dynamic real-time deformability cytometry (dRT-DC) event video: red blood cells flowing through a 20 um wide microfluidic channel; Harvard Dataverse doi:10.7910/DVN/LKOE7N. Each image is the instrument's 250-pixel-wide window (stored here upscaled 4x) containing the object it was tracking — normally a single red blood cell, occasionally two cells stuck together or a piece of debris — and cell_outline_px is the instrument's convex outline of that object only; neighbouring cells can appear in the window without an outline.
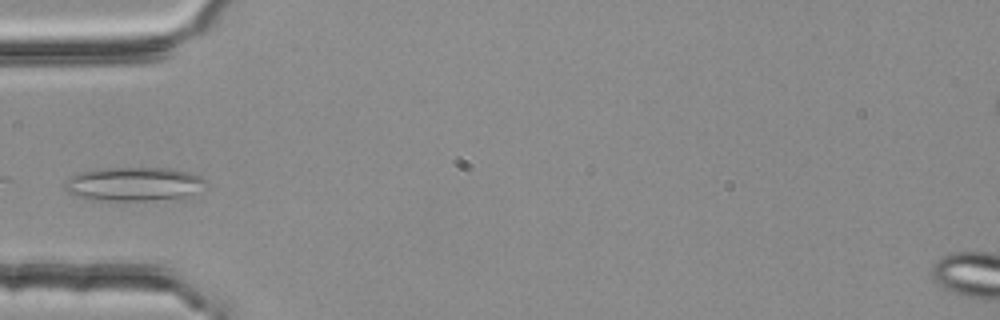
{"species": "common noctule bat (a hibernating species)", "species_latin": "Nyctalus noctula", "temperature_condition": "room temperature", "stored_images_in_passage": 3, "camera_frame_rate_fps": 3000, "um_per_image_px": 0.085, "animal": {"sex": "female", "body_mass_g": 25.1}, "frame": {"image": 1, "passage_image": 1, "time_ms": 0.0, "image_size_px": [1000, 320], "cell_outline_px": [[208, 180], [192, 200], [92, 200], [76, 196], [68, 192], [64, 188], [64, 180], [80, 172], [100, 168], [168, 168], [188, 172], [200, 176]], "centroid_in_image_um": [11.47, 15.67], "position_along_channel_um": 73.5, "area_um2": 28.67}}